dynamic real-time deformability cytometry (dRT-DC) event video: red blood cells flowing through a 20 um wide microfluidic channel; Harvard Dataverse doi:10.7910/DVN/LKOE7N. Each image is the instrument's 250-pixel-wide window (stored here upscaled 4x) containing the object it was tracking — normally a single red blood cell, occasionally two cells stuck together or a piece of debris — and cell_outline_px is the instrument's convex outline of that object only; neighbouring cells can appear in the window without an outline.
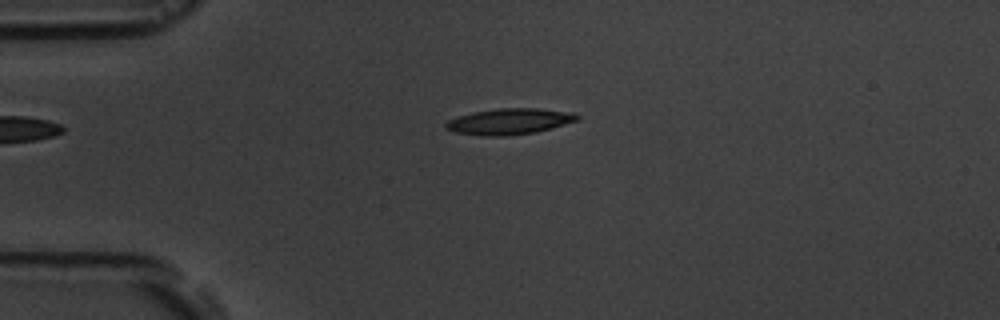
{"species": "common noctule bat (a hibernating species)", "species_latin": "Nyctalus noctula", "temperature_condition": "room temperature", "stored_images_in_passage": 4, "camera_frame_rate_fps": 3000, "um_per_image_px": 0.085, "animal": {"sex": "male", "body_mass_g": 19.5, "forearm_length_mm": 54.6}, "frame": {"image": 1, "passage_image": 3, "time_ms": 2.333, "image_size_px": [1000, 320], "cell_outline_px": [[580, 120], [552, 128], [536, 132], [504, 136], [480, 136], [456, 132], [444, 128], [444, 124], [448, 120], [472, 112], [496, 108], [536, 108], [576, 112], [580, 116]], "centroid_in_image_um": [43.34, 10.32], "position_along_channel_um": 41.7, "area_um2": 20.17}}